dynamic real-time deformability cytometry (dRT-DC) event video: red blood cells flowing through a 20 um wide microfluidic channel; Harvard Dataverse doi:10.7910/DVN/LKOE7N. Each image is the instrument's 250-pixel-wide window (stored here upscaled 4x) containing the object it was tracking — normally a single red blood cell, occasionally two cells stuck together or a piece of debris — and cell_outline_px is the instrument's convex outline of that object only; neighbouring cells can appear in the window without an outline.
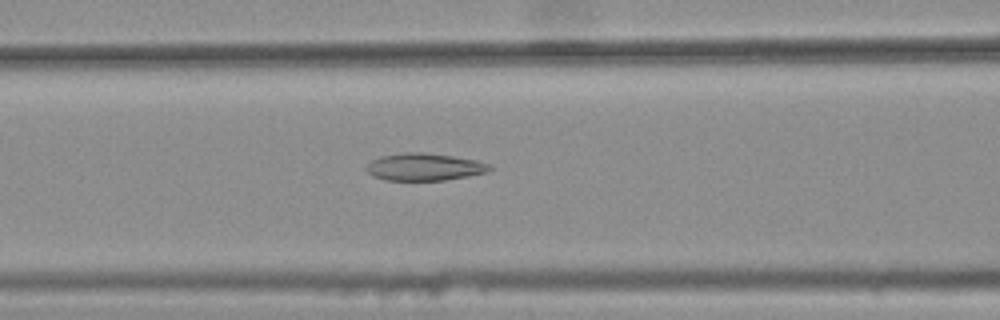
{"species": "common noctule bat (a hibernating species)", "species_latin": "Nyctalus noctula", "temperature_condition": "warm", "stored_images_in_passage": 48, "camera_frame_rate_fps": 3000, "um_per_image_px": 0.085, "animal": {"sex": "female", "body_mass_g": 25.1}, "frame": {"image": 1, "passage_image": 22, "time_ms": 7.0, "image_size_px": [1000, 320], "cell_outline_px": [[496, 168], [488, 172], [468, 176], [444, 180], [388, 180], [372, 176], [368, 172], [368, 164], [372, 160], [380, 156], [404, 152], [424, 152], [452, 156], [476, 160], [488, 164]], "centroid_in_image_um": [36.11, 14.18], "position_along_channel_um": 130.5, "area_um2": 19.59}}
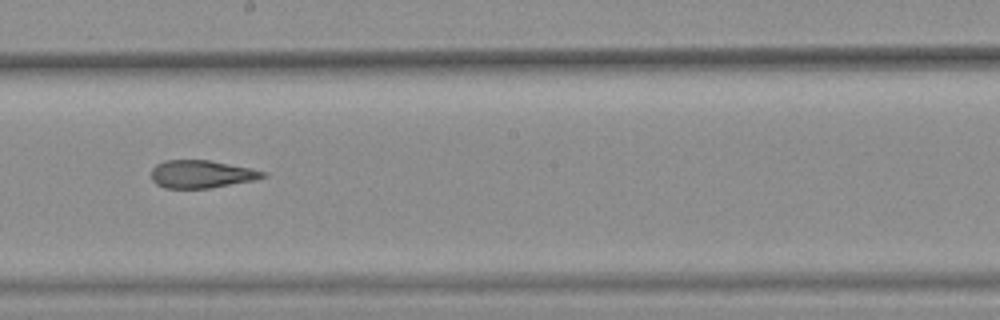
{"frame": {"image": 2, "passage_image": 30, "time_ms": 9.667, "image_size_px": [1000, 320], "cell_outline_px": [[268, 176], [256, 180], [208, 188], [164, 188], [156, 184], [152, 180], [152, 168], [156, 164], [164, 160], [208, 160], [252, 168], [264, 172]], "centroid_in_image_um": [17.12, 14.8], "position_along_channel_um": 231.1, "area_um2": 18.09}}
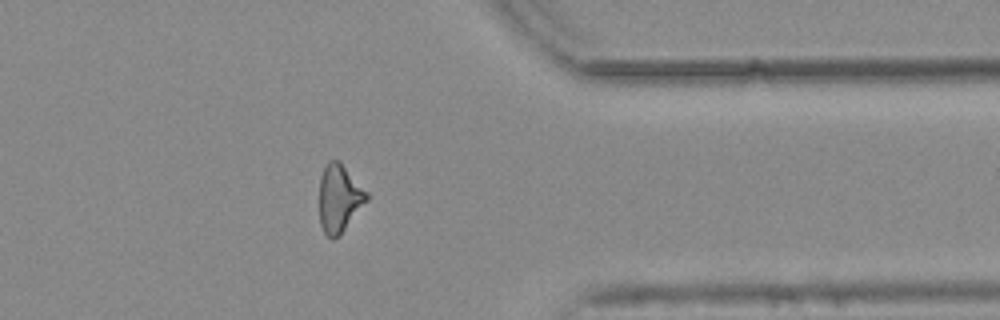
{"frame": {"image": 3, "passage_image": 43, "time_ms": 14.0, "image_size_px": [1000, 320], "cell_outline_px": [[368, 200], [340, 236], [332, 240], [324, 232], [320, 224], [320, 176], [328, 160], [340, 160], [368, 192]], "centroid_in_image_um": [28.85, 16.86], "position_along_channel_um": 382.5, "area_um2": 18.9}, "authors_computed_cell_mechanics": {"area_um2": 19.3341, "velocity_mm_per_s": 3.781, "shape_relaxation_time_tau1_ms": null, "shape_relaxation_time_tau2_ms": 3.1016, "deformation_change_tau1": null, "deformation_change_tau2": 0.1404}}